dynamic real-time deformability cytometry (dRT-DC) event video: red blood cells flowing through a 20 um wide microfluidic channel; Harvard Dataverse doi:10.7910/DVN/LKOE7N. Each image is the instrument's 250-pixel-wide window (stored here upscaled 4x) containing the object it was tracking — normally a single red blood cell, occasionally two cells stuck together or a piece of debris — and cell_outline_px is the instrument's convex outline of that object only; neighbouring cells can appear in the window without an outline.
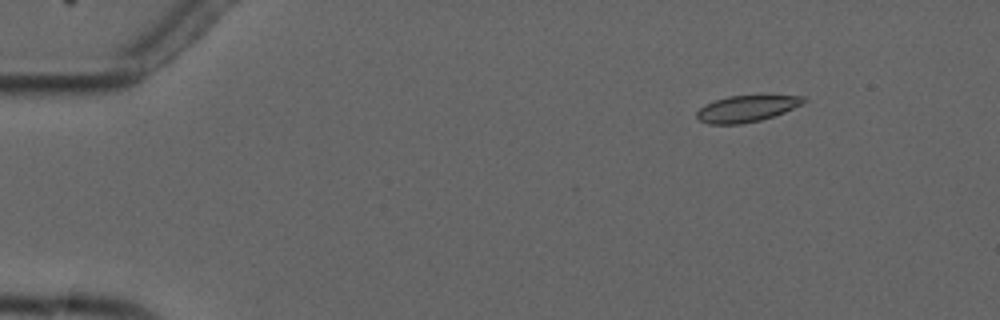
{"species": "common noctule bat (a hibernating species)", "species_latin": "Nyctalus noctula", "temperature_condition": "cold", "stored_images_in_passage": 4, "camera_frame_rate_fps": 3000, "um_per_image_px": 0.085, "animal": {"sex": "male", "forearm_length_mm": 52.5}, "frame": {"image": 1, "passage_image": 3, "time_ms": 2.333, "image_size_px": [1000, 320], "cell_outline_px": [[808, 100], [784, 112], [760, 120], [740, 124], [708, 124], [700, 120], [696, 116], [696, 112], [704, 104], [728, 96], [804, 96]], "centroid_in_image_um": [63.41, 9.24], "position_along_channel_um": 21.6, "area_um2": 16.13}}